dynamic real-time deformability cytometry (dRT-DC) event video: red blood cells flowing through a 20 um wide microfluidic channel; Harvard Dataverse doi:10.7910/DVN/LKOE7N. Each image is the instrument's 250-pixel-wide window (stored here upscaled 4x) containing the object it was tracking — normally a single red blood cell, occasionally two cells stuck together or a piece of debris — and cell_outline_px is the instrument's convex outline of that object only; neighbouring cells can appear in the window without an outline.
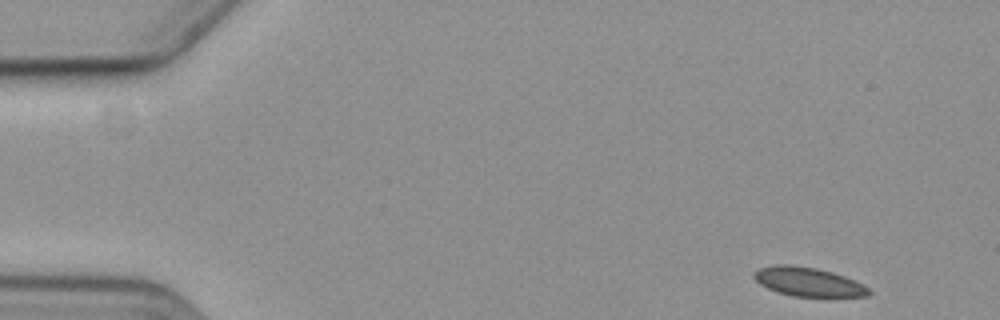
{"species": "common noctule bat (a hibernating species)", "species_latin": "Nyctalus noctula", "temperature_condition": "cold", "stored_images_in_passage": 6, "camera_frame_rate_fps": 3000, "um_per_image_px": 0.085, "animal": {"sex": "female", "body_mass_g": 19.3, "forearm_length_mm": 54.1}, "frame": {"image": 1, "passage_image": 1, "time_ms": 0.0, "image_size_px": [1000, 320], "cell_outline_px": [[872, 292], [868, 296], [792, 296], [776, 292], [760, 284], [752, 276], [752, 272], [760, 268], [776, 264], [788, 264], [816, 268], [832, 272], [856, 280], [864, 284]], "centroid_in_image_um": [68.69, 23.95], "position_along_channel_um": 16.3, "area_um2": 19.42}}
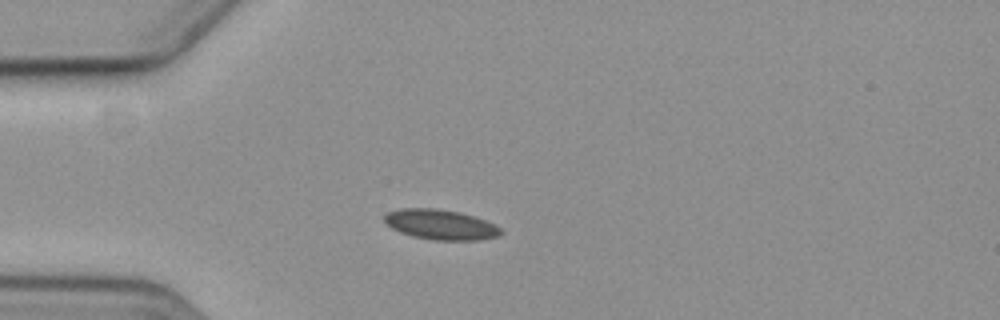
{"frame": {"image": 2, "passage_image": 4, "time_ms": 3.667, "image_size_px": [1000, 320], "cell_outline_px": [[504, 232], [500, 236], [480, 240], [432, 240], [412, 236], [400, 232], [392, 228], [384, 220], [384, 216], [388, 212], [400, 208], [436, 208], [460, 212], [496, 224]], "centroid_in_image_um": [37.48, 19.09], "position_along_channel_um": 47.5, "area_um2": 20.52}}
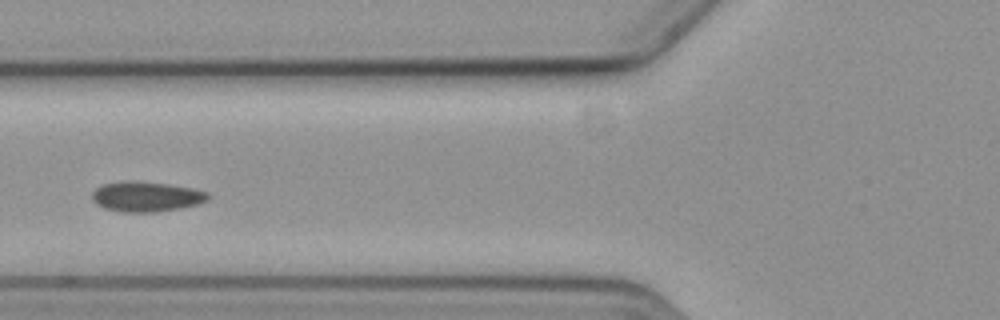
{"frame": {"image": 3, "passage_image": 6, "time_ms": 6.0, "image_size_px": [1000, 320], "cell_outline_px": [[212, 196], [208, 200], [200, 204], [180, 208], [156, 212], [120, 212], [104, 208], [96, 204], [92, 200], [92, 192], [96, 188], [104, 184], [128, 180], [136, 180], [168, 184], [192, 188], [208, 192]], "centroid_in_image_um": [12.45, 16.71], "position_along_channel_um": 113.3, "area_um2": 20.63}}